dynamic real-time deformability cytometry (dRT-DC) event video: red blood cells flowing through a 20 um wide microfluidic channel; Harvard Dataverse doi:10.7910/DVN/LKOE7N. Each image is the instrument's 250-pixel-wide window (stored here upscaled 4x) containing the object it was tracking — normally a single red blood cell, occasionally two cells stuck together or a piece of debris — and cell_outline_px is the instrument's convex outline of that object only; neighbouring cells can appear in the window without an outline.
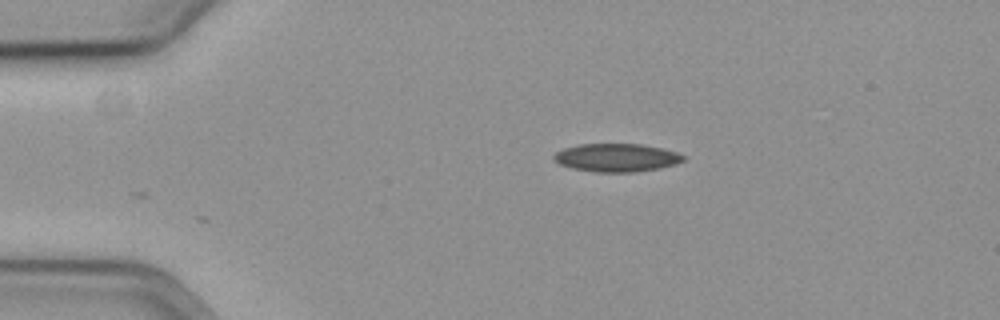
{"species": "common noctule bat (a hibernating species)", "species_latin": "Nyctalus noctula", "temperature_condition": "cold", "stored_images_in_passage": 38, "camera_frame_rate_fps": 3000, "um_per_image_px": 0.085, "animal": {"sex": "female", "body_mass_g": 19.3, "forearm_length_mm": 54.1}, "frame": {"image": 1, "passage_image": 1, "time_ms": 0.0, "image_size_px": [1000, 320], "cell_outline_px": [[684, 160], [676, 164], [660, 168], [636, 172], [596, 172], [572, 168], [560, 164], [552, 160], [552, 156], [556, 152], [564, 148], [580, 144], [640, 144], [664, 148], [676, 152], [684, 156]], "centroid_in_image_um": [52.4, 13.4], "position_along_channel_um": 32.6, "area_um2": 21.33}}
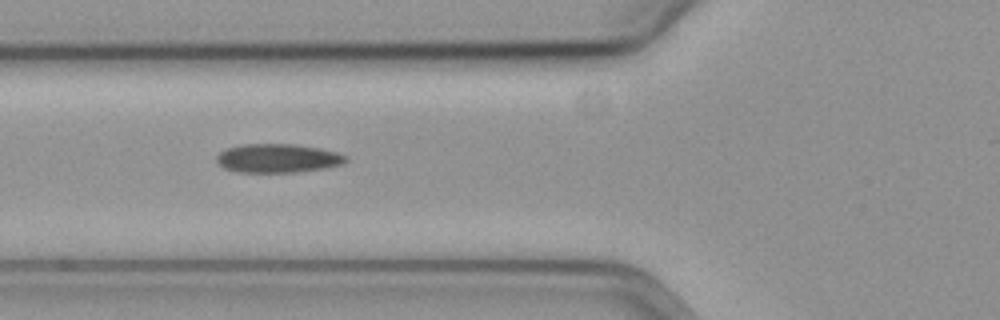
{"frame": {"image": 2, "passage_image": 11, "time_ms": 3.333, "image_size_px": [1000, 320], "cell_outline_px": [[348, 160], [340, 164], [324, 168], [296, 172], [240, 172], [224, 168], [216, 160], [216, 156], [220, 152], [228, 148], [244, 144], [296, 144], [320, 148], [336, 152], [348, 156]], "centroid_in_image_um": [23.62, 13.44], "position_along_channel_um": 102.2, "area_um2": 21.56}}
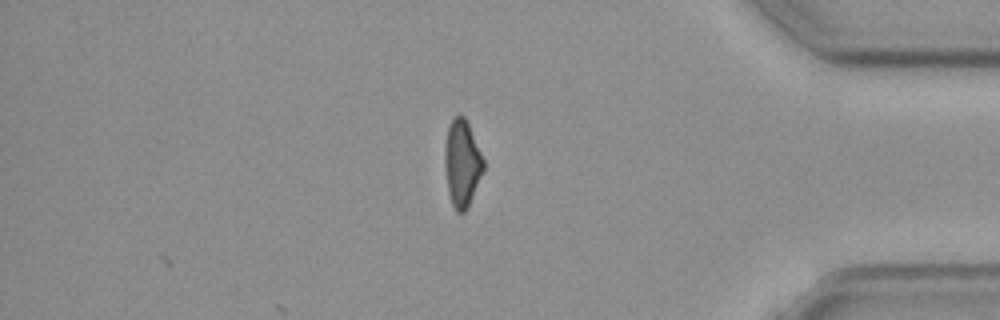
{"frame": {"image": 3, "passage_image": 38, "time_ms": 12.333, "image_size_px": [1000, 320], "cell_outline_px": [[484, 172], [468, 208], [464, 212], [456, 212], [452, 204], [448, 192], [444, 164], [444, 152], [448, 128], [452, 120], [460, 112], [464, 116], [468, 124], [484, 160]], "centroid_in_image_um": [39.28, 13.91], "position_along_channel_um": 395.9, "area_um2": 19.65}, "authors_computed_cell_mechanics": {"area_um2": 21.386, "velocity_mm_per_s": 3.6037, "shape_relaxation_time_tau1_ms": 7.2457, "shape_relaxation_time_tau2_ms": null, "deformation_change_tau1": 0.1283, "deformation_change_tau2": null}}